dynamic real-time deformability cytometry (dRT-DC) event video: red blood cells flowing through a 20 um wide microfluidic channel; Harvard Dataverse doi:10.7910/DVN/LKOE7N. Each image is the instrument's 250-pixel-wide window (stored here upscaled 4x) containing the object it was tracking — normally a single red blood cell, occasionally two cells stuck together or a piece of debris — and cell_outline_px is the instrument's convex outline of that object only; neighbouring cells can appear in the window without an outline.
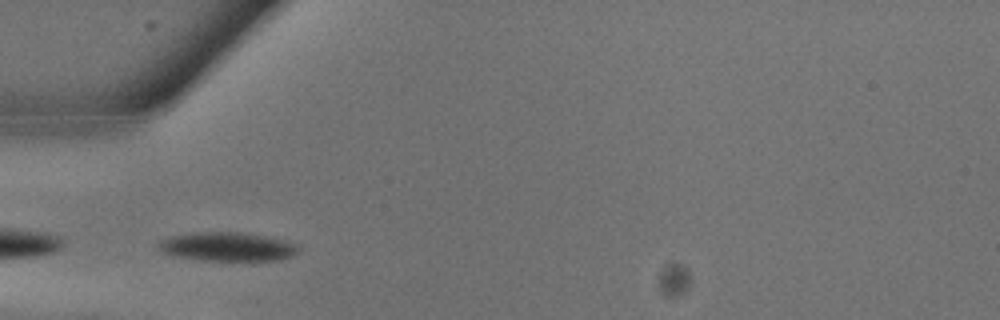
{"species": "common noctule bat (a hibernating species)", "species_latin": "Nyctalus noctula", "temperature_condition": "warm", "stored_images_in_passage": 10, "camera_frame_rate_fps": 3000, "um_per_image_px": 0.085, "animal": {"sex": "male", "body_mass_g": 13.3}, "frame": {"image": 1, "passage_image": 4, "time_ms": 1.0, "image_size_px": [1000, 320], "cell_outline_px": [[300, 248], [292, 256], [280, 260], [204, 260], [172, 256], [160, 252], [156, 248], [156, 244], [160, 240], [168, 236], [196, 232], [244, 232], [272, 236], [288, 240], [300, 244]], "centroid_in_image_um": [19.33, 20.95], "position_along_channel_um": 65.7, "area_um2": 24.22}}
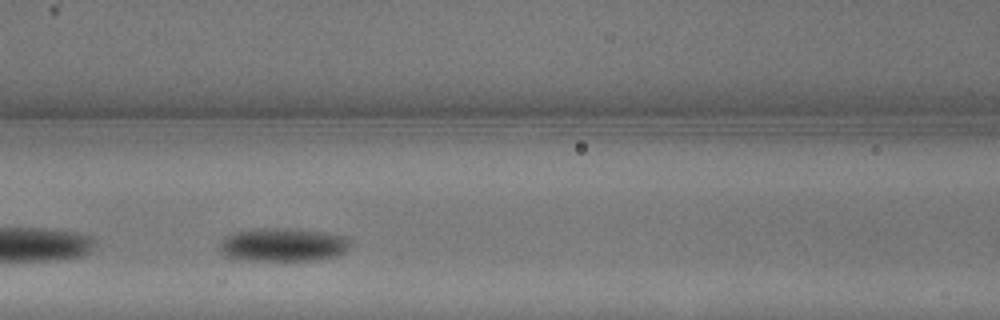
{"frame": {"image": 2, "passage_image": 7, "time_ms": 2.0, "image_size_px": [1000, 320], "cell_outline_px": [[348, 244], [344, 252], [336, 256], [316, 260], [240, 260], [224, 256], [220, 252], [220, 244], [224, 236], [236, 232], [264, 228], [288, 228], [324, 232], [344, 236], [348, 240]], "centroid_in_image_um": [24.0, 20.81], "position_along_channel_um": 142.6, "area_um2": 25.26}}
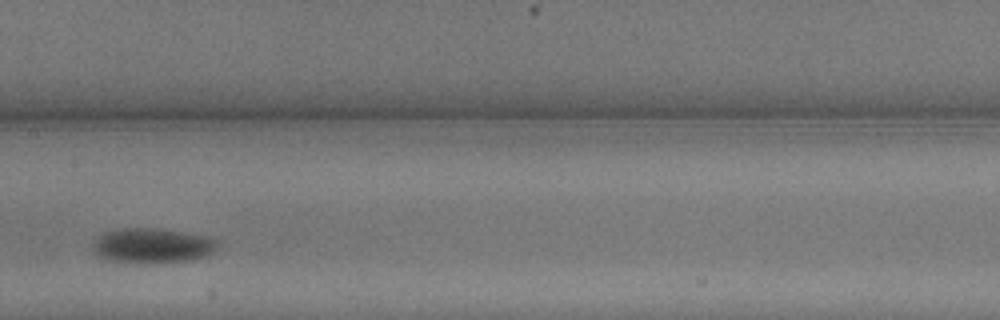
{"frame": {"image": 3, "passage_image": 9, "time_ms": 2.667, "image_size_px": [1000, 320], "cell_outline_px": [[220, 244], [208, 256], [192, 260], [108, 260], [96, 256], [92, 248], [92, 244], [104, 232], [116, 228], [156, 228], [208, 236], [220, 240]], "centroid_in_image_um": [12.98, 20.82], "position_along_channel_um": 194.4, "area_um2": 24.68}}